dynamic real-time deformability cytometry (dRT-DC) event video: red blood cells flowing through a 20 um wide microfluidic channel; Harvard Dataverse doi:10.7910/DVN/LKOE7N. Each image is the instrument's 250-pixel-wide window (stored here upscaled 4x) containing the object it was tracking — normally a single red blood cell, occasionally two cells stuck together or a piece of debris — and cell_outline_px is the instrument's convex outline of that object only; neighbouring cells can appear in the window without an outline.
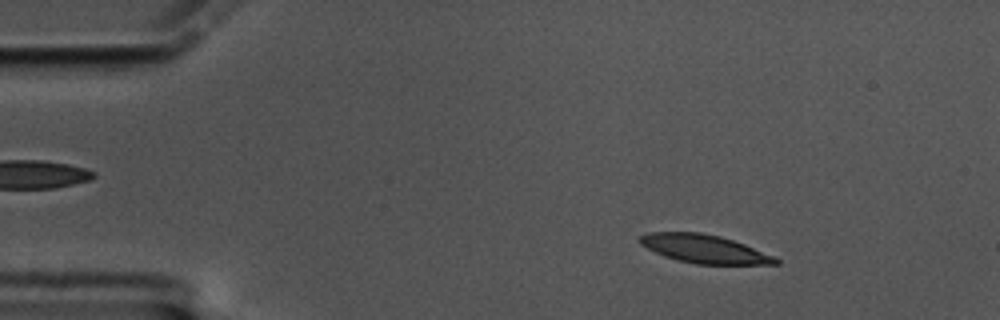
{"species": "common noctule bat (a hibernating species)", "species_latin": "Nyctalus noctula", "temperature_condition": "cold", "stored_images_in_passage": 59, "camera_frame_rate_fps": 3000, "um_per_image_px": 0.085, "animal": {"sex": "male", "body_mass_g": 17.5, "forearm_length_mm": 52.3}, "frame": {"image": 1, "passage_image": 8, "time_ms": 2.333, "image_size_px": [1000, 320], "cell_outline_px": [[780, 264], [696, 264], [664, 256], [640, 244], [636, 240], [640, 236], [648, 232], [700, 232], [720, 236], [744, 244], [772, 256], [780, 260]], "centroid_in_image_um": [59.83, 21.14], "position_along_channel_um": 25.2, "area_um2": 22.2}}
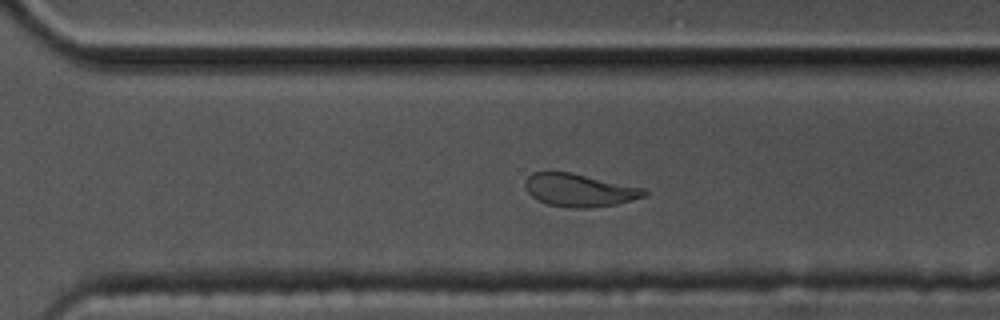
{"frame": {"image": 2, "passage_image": 41, "time_ms": 13.333, "image_size_px": [1000, 320], "cell_outline_px": [[648, 192], [644, 196], [616, 204], [592, 208], [572, 208], [548, 204], [536, 200], [524, 188], [524, 180], [532, 172], [572, 172], [644, 188]], "centroid_in_image_um": [49.2, 16.16], "position_along_channel_um": 321.4, "area_um2": 22.89}}
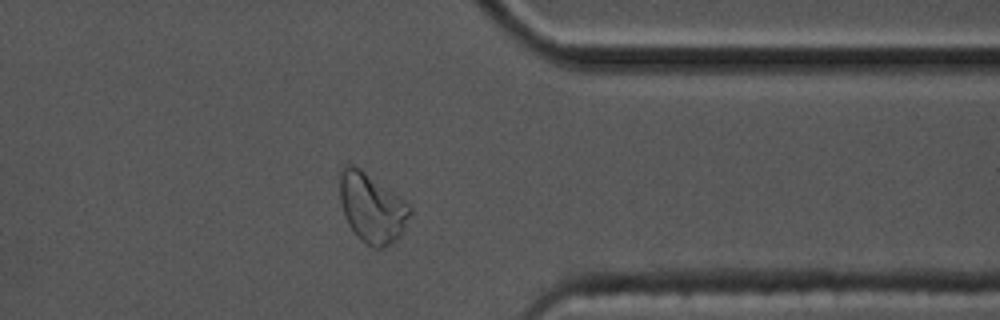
{"frame": {"image": 3, "passage_image": 47, "time_ms": 15.333, "image_size_px": [1000, 320], "cell_outline_px": [[412, 212], [400, 236], [396, 240], [384, 248], [372, 248], [360, 240], [356, 236], [348, 224], [344, 216], [340, 200], [340, 172], [344, 164], [352, 164], [360, 168], [404, 200], [412, 208]], "centroid_in_image_um": [31.6, 17.69], "position_along_channel_um": 379.8, "area_um2": 28.44}, "authors_computed_cell_mechanics": {"area_um2": 23.698, "velocity_mm_per_s": 3.3163, "shape_relaxation_time_tau1_ms": 4.0703, "shape_relaxation_time_tau2_ms": 3.1899, "deformation_change_tau1": 0.1707, "deformation_change_tau2": 0.1081}}